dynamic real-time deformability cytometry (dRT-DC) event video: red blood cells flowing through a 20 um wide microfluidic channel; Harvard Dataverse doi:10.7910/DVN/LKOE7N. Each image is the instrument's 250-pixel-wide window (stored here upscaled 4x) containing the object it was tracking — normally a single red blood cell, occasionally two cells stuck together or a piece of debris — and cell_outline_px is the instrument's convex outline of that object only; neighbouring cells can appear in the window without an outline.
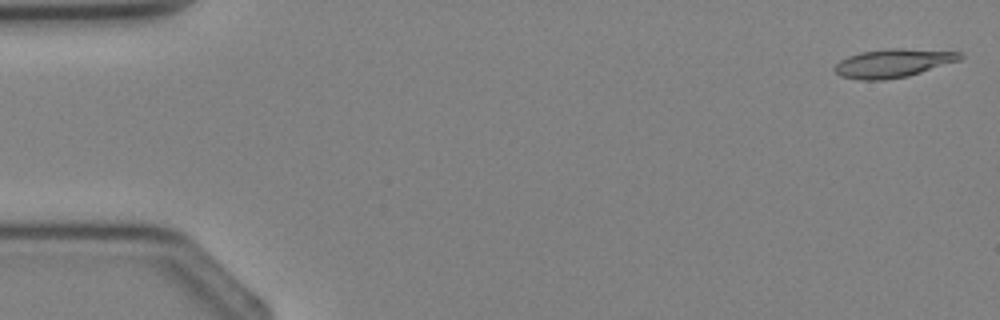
{"species": "Egyptian fruit bat (a non-hibernating species)", "species_latin": "Rousettus aegyptiacus", "temperature_condition": "cold", "stored_images_in_passage": 5, "segment_of_instrument_passage": [2, 2], "camera_frame_rate_fps": 3000, "um_per_image_px": 0.085, "animal": {"sex": "female"}, "frame": {"image": 1, "passage_image": 5, "time_ms": 4.667, "image_size_px": [1000, 320], "cell_outline_px": [[964, 56], [960, 60], [908, 76], [884, 80], [860, 80], [840, 76], [832, 68], [840, 60], [848, 56], [860, 52], [892, 48], [900, 48], [960, 52]], "centroid_in_image_um": [75.89, 5.37], "position_along_channel_um": 9.1, "area_um2": 20.75}}